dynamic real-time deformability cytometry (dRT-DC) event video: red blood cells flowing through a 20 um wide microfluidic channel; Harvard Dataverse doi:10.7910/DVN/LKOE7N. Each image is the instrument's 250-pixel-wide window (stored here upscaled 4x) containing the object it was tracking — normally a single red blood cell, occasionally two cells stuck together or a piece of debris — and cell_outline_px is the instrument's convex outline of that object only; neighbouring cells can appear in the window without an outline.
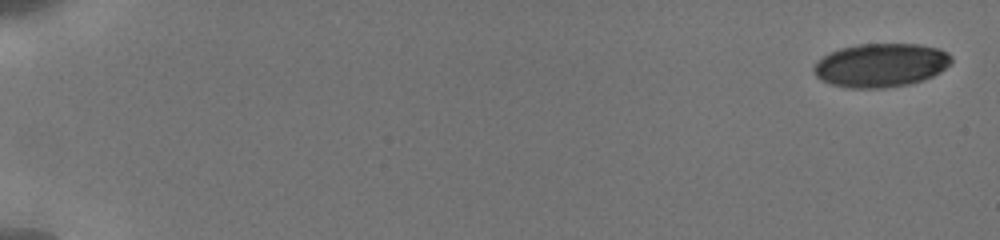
{"species": "human", "species_latin": "Homo sapiens", "temperature_condition": "cold", "stored_images_in_passage": 35, "camera_frame_rate_fps": 3000, "um_per_image_px": 0.085, "donor": {"sex": "male"}, "frame": {"image": 1, "passage_image": 1, "time_ms": 0.0, "image_size_px": [1000, 240], "cell_outline_px": [[952, 60], [940, 72], [924, 80], [908, 84], [884, 88], [848, 88], [832, 84], [820, 80], [816, 76], [812, 68], [816, 60], [828, 52], [840, 48], [856, 44], [920, 44], [940, 48], [948, 52], [952, 56]], "centroid_in_image_um": [74.84, 5.53], "position_along_channel_um": 10.2, "area_um2": 35.37}}
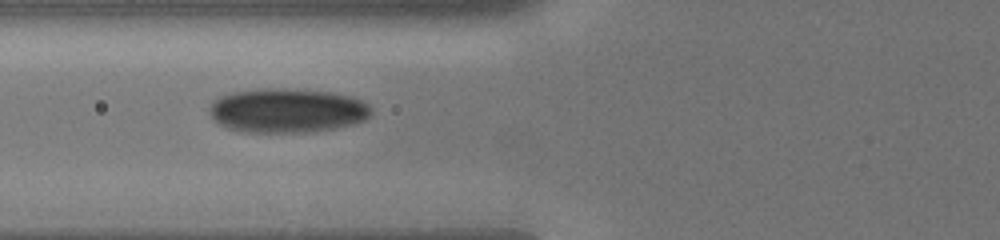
{"frame": {"image": 2, "passage_image": 23, "time_ms": 7.333, "image_size_px": [1000, 240], "cell_outline_px": [[372, 112], [364, 120], [352, 124], [336, 128], [304, 132], [244, 132], [228, 128], [220, 124], [208, 112], [208, 108], [212, 100], [220, 96], [232, 92], [256, 88], [284, 88], [332, 92], [352, 96], [368, 104], [372, 108]], "centroid_in_image_um": [24.39, 9.38], "position_along_channel_um": 101.4, "area_um2": 42.02}}
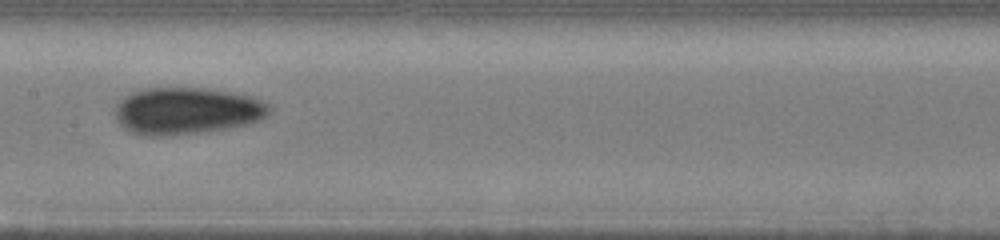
{"frame": {"image": 3, "passage_image": 34, "time_ms": 9.667, "image_size_px": [1000, 240], "cell_outline_px": [[272, 108], [268, 116], [264, 120], [248, 124], [208, 132], [164, 136], [148, 136], [132, 132], [124, 128], [116, 120], [116, 104], [124, 96], [132, 92], [144, 88], [208, 88], [232, 92], [252, 96], [268, 104]], "centroid_in_image_um": [15.91, 9.43], "position_along_channel_um": 191.5, "area_um2": 42.71}}